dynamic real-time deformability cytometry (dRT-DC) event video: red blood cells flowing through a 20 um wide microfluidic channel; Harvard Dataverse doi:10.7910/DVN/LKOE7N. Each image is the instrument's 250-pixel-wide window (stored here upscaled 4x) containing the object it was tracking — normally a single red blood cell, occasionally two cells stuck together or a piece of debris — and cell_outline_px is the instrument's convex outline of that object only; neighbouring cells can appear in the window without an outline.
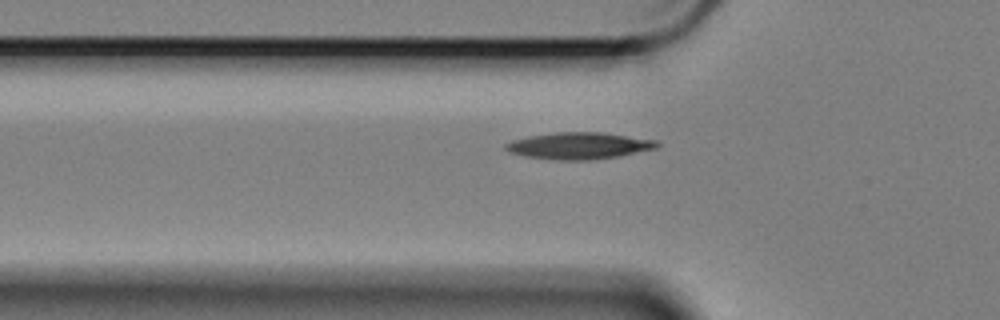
{"species": "Egyptian fruit bat (a non-hibernating species)", "species_latin": "Rousettus aegyptiacus", "temperature_condition": "cold", "stored_images_in_passage": 40, "camera_frame_rate_fps": 3000, "um_per_image_px": 0.085, "animal": {"sex": "female"}, "frame": {"image": 1, "passage_image": 7, "time_ms": 2.0, "image_size_px": [1000, 320], "cell_outline_px": [[660, 144], [656, 148], [620, 156], [588, 160], [560, 160], [528, 156], [508, 152], [504, 148], [504, 144], [512, 140], [528, 136], [556, 132], [604, 132], [660, 140]], "centroid_in_image_um": [49.26, 12.37], "position_along_channel_um": 76.5, "area_um2": 23.7}}
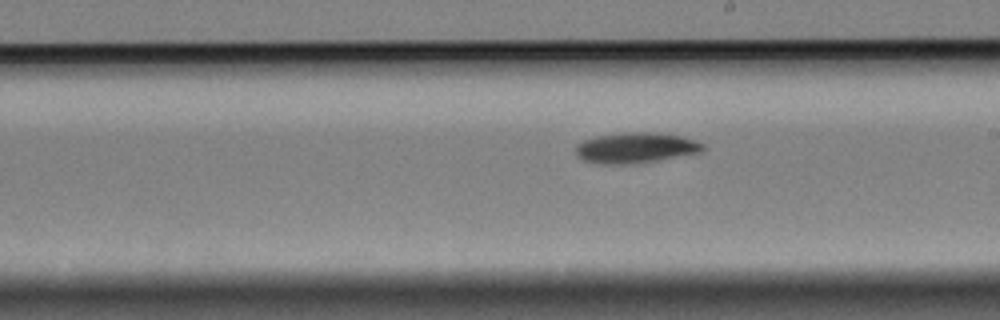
{"frame": {"image": 2, "passage_image": 21, "time_ms": 6.667, "image_size_px": [1000, 320], "cell_outline_px": [[704, 148], [700, 152], [656, 160], [624, 164], [600, 164], [584, 160], [576, 156], [576, 144], [584, 140], [596, 136], [624, 132], [652, 132], [684, 136], [704, 144]], "centroid_in_image_um": [54.0, 12.55], "position_along_channel_um": 235.0, "area_um2": 22.48}}
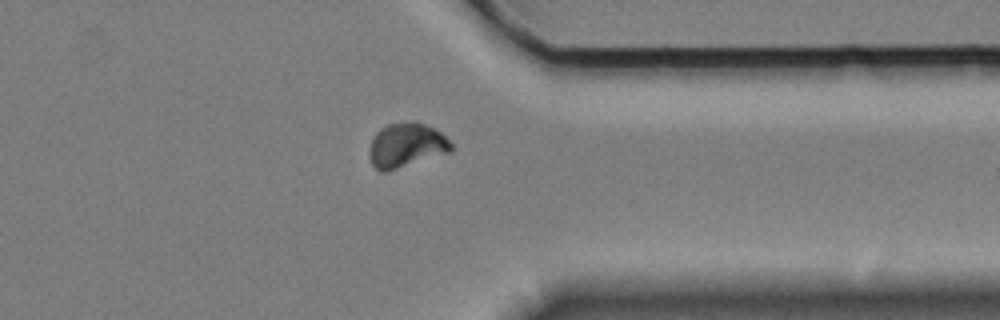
{"frame": {"image": 3, "passage_image": 34, "time_ms": 11.0, "image_size_px": [1000, 320], "cell_outline_px": [[452, 152], [388, 172], [380, 172], [372, 164], [368, 152], [372, 140], [376, 132], [380, 128], [388, 124], [424, 124], [440, 132], [452, 144]], "centroid_in_image_um": [34.52, 12.41], "position_along_channel_um": 376.9, "area_um2": 20.92}}